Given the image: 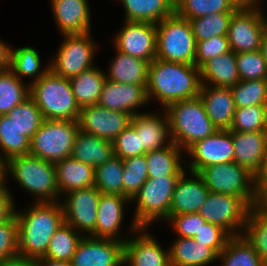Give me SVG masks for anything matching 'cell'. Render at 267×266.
Returning a JSON list of instances; mask_svg holds the SVG:
<instances>
[{"mask_svg":"<svg viewBox=\"0 0 267 266\" xmlns=\"http://www.w3.org/2000/svg\"><path fill=\"white\" fill-rule=\"evenodd\" d=\"M202 86L200 69L195 65L155 58L148 69L146 85L148 100L163 107L199 96Z\"/></svg>","mask_w":267,"mask_h":266,"instance_id":"cell-1","label":"cell"},{"mask_svg":"<svg viewBox=\"0 0 267 266\" xmlns=\"http://www.w3.org/2000/svg\"><path fill=\"white\" fill-rule=\"evenodd\" d=\"M23 211H15L18 220L19 256L38 259L45 255L50 239L64 224L61 202H34Z\"/></svg>","mask_w":267,"mask_h":266,"instance_id":"cell-2","label":"cell"},{"mask_svg":"<svg viewBox=\"0 0 267 266\" xmlns=\"http://www.w3.org/2000/svg\"><path fill=\"white\" fill-rule=\"evenodd\" d=\"M165 111L172 141L184 151L218 130L206 114L205 106L199 96L173 102L165 108Z\"/></svg>","mask_w":267,"mask_h":266,"instance_id":"cell-3","label":"cell"},{"mask_svg":"<svg viewBox=\"0 0 267 266\" xmlns=\"http://www.w3.org/2000/svg\"><path fill=\"white\" fill-rule=\"evenodd\" d=\"M26 192L36 196L34 202H59L56 165L32 155L15 156L7 161V176ZM60 199V200H59Z\"/></svg>","mask_w":267,"mask_h":266,"instance_id":"cell-4","label":"cell"},{"mask_svg":"<svg viewBox=\"0 0 267 266\" xmlns=\"http://www.w3.org/2000/svg\"><path fill=\"white\" fill-rule=\"evenodd\" d=\"M30 97L44 119L78 120L81 108L75 100L69 79L51 69L40 80L30 84Z\"/></svg>","mask_w":267,"mask_h":266,"instance_id":"cell-5","label":"cell"},{"mask_svg":"<svg viewBox=\"0 0 267 266\" xmlns=\"http://www.w3.org/2000/svg\"><path fill=\"white\" fill-rule=\"evenodd\" d=\"M179 178L180 176H165L147 179L130 200L131 203H136V209L129 233L138 227H150L157 220L168 221L173 192Z\"/></svg>","mask_w":267,"mask_h":266,"instance_id":"cell-6","label":"cell"},{"mask_svg":"<svg viewBox=\"0 0 267 266\" xmlns=\"http://www.w3.org/2000/svg\"><path fill=\"white\" fill-rule=\"evenodd\" d=\"M156 58L194 65L197 42L190 21L176 12L156 24Z\"/></svg>","mask_w":267,"mask_h":266,"instance_id":"cell-7","label":"cell"},{"mask_svg":"<svg viewBox=\"0 0 267 266\" xmlns=\"http://www.w3.org/2000/svg\"><path fill=\"white\" fill-rule=\"evenodd\" d=\"M78 120L44 119L30 141V155L56 164L72 155Z\"/></svg>","mask_w":267,"mask_h":266,"instance_id":"cell-8","label":"cell"},{"mask_svg":"<svg viewBox=\"0 0 267 266\" xmlns=\"http://www.w3.org/2000/svg\"><path fill=\"white\" fill-rule=\"evenodd\" d=\"M199 174L210 192L241 197L250 207L256 206L254 175L236 162L205 167Z\"/></svg>","mask_w":267,"mask_h":266,"instance_id":"cell-9","label":"cell"},{"mask_svg":"<svg viewBox=\"0 0 267 266\" xmlns=\"http://www.w3.org/2000/svg\"><path fill=\"white\" fill-rule=\"evenodd\" d=\"M56 56L53 57L50 69L57 75L71 79L82 71L93 67V60L97 44L91 38V33L62 35ZM95 43V44H94Z\"/></svg>","mask_w":267,"mask_h":266,"instance_id":"cell-10","label":"cell"},{"mask_svg":"<svg viewBox=\"0 0 267 266\" xmlns=\"http://www.w3.org/2000/svg\"><path fill=\"white\" fill-rule=\"evenodd\" d=\"M260 6H239L231 15L227 37L235 53L260 50L267 19Z\"/></svg>","mask_w":267,"mask_h":266,"instance_id":"cell-11","label":"cell"},{"mask_svg":"<svg viewBox=\"0 0 267 266\" xmlns=\"http://www.w3.org/2000/svg\"><path fill=\"white\" fill-rule=\"evenodd\" d=\"M250 206L234 195L210 192L198 214L226 230L231 236L243 235Z\"/></svg>","mask_w":267,"mask_h":266,"instance_id":"cell-12","label":"cell"},{"mask_svg":"<svg viewBox=\"0 0 267 266\" xmlns=\"http://www.w3.org/2000/svg\"><path fill=\"white\" fill-rule=\"evenodd\" d=\"M101 193L95 186L72 190L60 201L64 212V223L72 226L84 236L95 237L98 203ZM64 199V200H63ZM84 232V233H82Z\"/></svg>","mask_w":267,"mask_h":266,"instance_id":"cell-13","label":"cell"},{"mask_svg":"<svg viewBox=\"0 0 267 266\" xmlns=\"http://www.w3.org/2000/svg\"><path fill=\"white\" fill-rule=\"evenodd\" d=\"M186 152L191 161H185L184 166L196 173L215 164L234 162L232 131L217 130L211 136L195 142Z\"/></svg>","mask_w":267,"mask_h":266,"instance_id":"cell-14","label":"cell"},{"mask_svg":"<svg viewBox=\"0 0 267 266\" xmlns=\"http://www.w3.org/2000/svg\"><path fill=\"white\" fill-rule=\"evenodd\" d=\"M131 119V114L95 104L81 107L78 124L82 132L113 142L130 125Z\"/></svg>","mask_w":267,"mask_h":266,"instance_id":"cell-15","label":"cell"},{"mask_svg":"<svg viewBox=\"0 0 267 266\" xmlns=\"http://www.w3.org/2000/svg\"><path fill=\"white\" fill-rule=\"evenodd\" d=\"M72 266H124V241L83 236L71 260Z\"/></svg>","mask_w":267,"mask_h":266,"instance_id":"cell-16","label":"cell"},{"mask_svg":"<svg viewBox=\"0 0 267 266\" xmlns=\"http://www.w3.org/2000/svg\"><path fill=\"white\" fill-rule=\"evenodd\" d=\"M121 31L116 33V50L133 57L152 62L156 58L157 27L149 22L124 21Z\"/></svg>","mask_w":267,"mask_h":266,"instance_id":"cell-17","label":"cell"},{"mask_svg":"<svg viewBox=\"0 0 267 266\" xmlns=\"http://www.w3.org/2000/svg\"><path fill=\"white\" fill-rule=\"evenodd\" d=\"M147 228L138 227L136 237L124 242V266H171L169 249L164 250Z\"/></svg>","mask_w":267,"mask_h":266,"instance_id":"cell-18","label":"cell"},{"mask_svg":"<svg viewBox=\"0 0 267 266\" xmlns=\"http://www.w3.org/2000/svg\"><path fill=\"white\" fill-rule=\"evenodd\" d=\"M189 172L191 176L186 175L185 170L176 182L168 220L177 214L198 213L210 193L202 176L196 172Z\"/></svg>","mask_w":267,"mask_h":266,"instance_id":"cell-19","label":"cell"},{"mask_svg":"<svg viewBox=\"0 0 267 266\" xmlns=\"http://www.w3.org/2000/svg\"><path fill=\"white\" fill-rule=\"evenodd\" d=\"M148 103L146 85H129L106 79L97 104L134 116L139 113L137 109Z\"/></svg>","mask_w":267,"mask_h":266,"instance_id":"cell-20","label":"cell"},{"mask_svg":"<svg viewBox=\"0 0 267 266\" xmlns=\"http://www.w3.org/2000/svg\"><path fill=\"white\" fill-rule=\"evenodd\" d=\"M53 16L63 35L85 34L91 30L88 0H50Z\"/></svg>","mask_w":267,"mask_h":266,"instance_id":"cell-21","label":"cell"},{"mask_svg":"<svg viewBox=\"0 0 267 266\" xmlns=\"http://www.w3.org/2000/svg\"><path fill=\"white\" fill-rule=\"evenodd\" d=\"M163 112H139L132 116L130 124L140 136L142 149L146 153L173 144L168 116L165 110Z\"/></svg>","mask_w":267,"mask_h":266,"instance_id":"cell-22","label":"cell"},{"mask_svg":"<svg viewBox=\"0 0 267 266\" xmlns=\"http://www.w3.org/2000/svg\"><path fill=\"white\" fill-rule=\"evenodd\" d=\"M199 97L214 126L218 130H230L236 111L231 88L202 85Z\"/></svg>","mask_w":267,"mask_h":266,"instance_id":"cell-23","label":"cell"},{"mask_svg":"<svg viewBox=\"0 0 267 266\" xmlns=\"http://www.w3.org/2000/svg\"><path fill=\"white\" fill-rule=\"evenodd\" d=\"M130 199L126 196L101 194L98 203V213L95 225V237L126 241L128 238H120L121 225L124 218V205ZM124 239V240H123Z\"/></svg>","mask_w":267,"mask_h":266,"instance_id":"cell-24","label":"cell"},{"mask_svg":"<svg viewBox=\"0 0 267 266\" xmlns=\"http://www.w3.org/2000/svg\"><path fill=\"white\" fill-rule=\"evenodd\" d=\"M234 162L253 175L267 155V131L232 132Z\"/></svg>","mask_w":267,"mask_h":266,"instance_id":"cell-25","label":"cell"},{"mask_svg":"<svg viewBox=\"0 0 267 266\" xmlns=\"http://www.w3.org/2000/svg\"><path fill=\"white\" fill-rule=\"evenodd\" d=\"M57 187L61 195L94 186L95 168L72 157L65 158L56 164Z\"/></svg>","mask_w":267,"mask_h":266,"instance_id":"cell-26","label":"cell"},{"mask_svg":"<svg viewBox=\"0 0 267 266\" xmlns=\"http://www.w3.org/2000/svg\"><path fill=\"white\" fill-rule=\"evenodd\" d=\"M169 247L171 266H206L218 260L209 247L193 238L177 237Z\"/></svg>","mask_w":267,"mask_h":266,"instance_id":"cell-27","label":"cell"},{"mask_svg":"<svg viewBox=\"0 0 267 266\" xmlns=\"http://www.w3.org/2000/svg\"><path fill=\"white\" fill-rule=\"evenodd\" d=\"M116 51L106 79L129 85H147L150 62Z\"/></svg>","mask_w":267,"mask_h":266,"instance_id":"cell-28","label":"cell"},{"mask_svg":"<svg viewBox=\"0 0 267 266\" xmlns=\"http://www.w3.org/2000/svg\"><path fill=\"white\" fill-rule=\"evenodd\" d=\"M114 156L113 142L78 131L71 157L96 168Z\"/></svg>","mask_w":267,"mask_h":266,"instance_id":"cell-29","label":"cell"},{"mask_svg":"<svg viewBox=\"0 0 267 266\" xmlns=\"http://www.w3.org/2000/svg\"><path fill=\"white\" fill-rule=\"evenodd\" d=\"M202 85L231 87L240 81L236 53L232 50L212 58L200 68ZM211 83V84H210Z\"/></svg>","mask_w":267,"mask_h":266,"instance_id":"cell-30","label":"cell"},{"mask_svg":"<svg viewBox=\"0 0 267 266\" xmlns=\"http://www.w3.org/2000/svg\"><path fill=\"white\" fill-rule=\"evenodd\" d=\"M125 21L157 24L175 13L173 0H120Z\"/></svg>","mask_w":267,"mask_h":266,"instance_id":"cell-31","label":"cell"},{"mask_svg":"<svg viewBox=\"0 0 267 266\" xmlns=\"http://www.w3.org/2000/svg\"><path fill=\"white\" fill-rule=\"evenodd\" d=\"M182 151L173 143L164 148L147 152L145 158L148 164V178L181 176L186 168L183 166L185 160L181 157Z\"/></svg>","mask_w":267,"mask_h":266,"instance_id":"cell-32","label":"cell"},{"mask_svg":"<svg viewBox=\"0 0 267 266\" xmlns=\"http://www.w3.org/2000/svg\"><path fill=\"white\" fill-rule=\"evenodd\" d=\"M73 95L81 107L98 103L103 86L106 82V72L93 66L69 79Z\"/></svg>","mask_w":267,"mask_h":266,"instance_id":"cell-33","label":"cell"},{"mask_svg":"<svg viewBox=\"0 0 267 266\" xmlns=\"http://www.w3.org/2000/svg\"><path fill=\"white\" fill-rule=\"evenodd\" d=\"M41 59L35 47L11 48L10 70L22 80V77H33L30 83L41 79L49 70L50 64L41 69Z\"/></svg>","mask_w":267,"mask_h":266,"instance_id":"cell-34","label":"cell"},{"mask_svg":"<svg viewBox=\"0 0 267 266\" xmlns=\"http://www.w3.org/2000/svg\"><path fill=\"white\" fill-rule=\"evenodd\" d=\"M243 236L267 266V209L253 206L247 216Z\"/></svg>","mask_w":267,"mask_h":266,"instance_id":"cell-35","label":"cell"},{"mask_svg":"<svg viewBox=\"0 0 267 266\" xmlns=\"http://www.w3.org/2000/svg\"><path fill=\"white\" fill-rule=\"evenodd\" d=\"M221 266H266L243 235L232 236L218 255Z\"/></svg>","mask_w":267,"mask_h":266,"instance_id":"cell-36","label":"cell"},{"mask_svg":"<svg viewBox=\"0 0 267 266\" xmlns=\"http://www.w3.org/2000/svg\"><path fill=\"white\" fill-rule=\"evenodd\" d=\"M30 96V85L19 79L10 69L0 71V115L8 114Z\"/></svg>","mask_w":267,"mask_h":266,"instance_id":"cell-37","label":"cell"},{"mask_svg":"<svg viewBox=\"0 0 267 266\" xmlns=\"http://www.w3.org/2000/svg\"><path fill=\"white\" fill-rule=\"evenodd\" d=\"M83 235L72 226L64 223L50 239L48 249L43 256L52 260L71 262L78 242Z\"/></svg>","mask_w":267,"mask_h":266,"instance_id":"cell-38","label":"cell"},{"mask_svg":"<svg viewBox=\"0 0 267 266\" xmlns=\"http://www.w3.org/2000/svg\"><path fill=\"white\" fill-rule=\"evenodd\" d=\"M6 115L13 122L20 135H25L30 140L44 121L41 110L30 96Z\"/></svg>","mask_w":267,"mask_h":266,"instance_id":"cell-39","label":"cell"},{"mask_svg":"<svg viewBox=\"0 0 267 266\" xmlns=\"http://www.w3.org/2000/svg\"><path fill=\"white\" fill-rule=\"evenodd\" d=\"M30 139L20 135L7 115H0V153L8 161L15 156L30 154Z\"/></svg>","mask_w":267,"mask_h":266,"instance_id":"cell-40","label":"cell"},{"mask_svg":"<svg viewBox=\"0 0 267 266\" xmlns=\"http://www.w3.org/2000/svg\"><path fill=\"white\" fill-rule=\"evenodd\" d=\"M238 7L234 0H180L175 5V12L191 20L214 13L234 12Z\"/></svg>","mask_w":267,"mask_h":266,"instance_id":"cell-41","label":"cell"},{"mask_svg":"<svg viewBox=\"0 0 267 266\" xmlns=\"http://www.w3.org/2000/svg\"><path fill=\"white\" fill-rule=\"evenodd\" d=\"M94 186L101 194L123 196V160L114 155L96 167Z\"/></svg>","mask_w":267,"mask_h":266,"instance_id":"cell-42","label":"cell"},{"mask_svg":"<svg viewBox=\"0 0 267 266\" xmlns=\"http://www.w3.org/2000/svg\"><path fill=\"white\" fill-rule=\"evenodd\" d=\"M230 88L236 108L267 105V80H240Z\"/></svg>","mask_w":267,"mask_h":266,"instance_id":"cell-43","label":"cell"},{"mask_svg":"<svg viewBox=\"0 0 267 266\" xmlns=\"http://www.w3.org/2000/svg\"><path fill=\"white\" fill-rule=\"evenodd\" d=\"M233 12L214 13L189 20L196 42L227 35Z\"/></svg>","mask_w":267,"mask_h":266,"instance_id":"cell-44","label":"cell"},{"mask_svg":"<svg viewBox=\"0 0 267 266\" xmlns=\"http://www.w3.org/2000/svg\"><path fill=\"white\" fill-rule=\"evenodd\" d=\"M230 131H267V105L236 108Z\"/></svg>","mask_w":267,"mask_h":266,"instance_id":"cell-45","label":"cell"},{"mask_svg":"<svg viewBox=\"0 0 267 266\" xmlns=\"http://www.w3.org/2000/svg\"><path fill=\"white\" fill-rule=\"evenodd\" d=\"M148 179V164L145 154L123 159V196L130 200Z\"/></svg>","mask_w":267,"mask_h":266,"instance_id":"cell-46","label":"cell"},{"mask_svg":"<svg viewBox=\"0 0 267 266\" xmlns=\"http://www.w3.org/2000/svg\"><path fill=\"white\" fill-rule=\"evenodd\" d=\"M236 63L240 80H267V61L260 50L236 53Z\"/></svg>","mask_w":267,"mask_h":266,"instance_id":"cell-47","label":"cell"},{"mask_svg":"<svg viewBox=\"0 0 267 266\" xmlns=\"http://www.w3.org/2000/svg\"><path fill=\"white\" fill-rule=\"evenodd\" d=\"M114 155L123 159L146 154L142 149L140 136L130 124L113 141Z\"/></svg>","mask_w":267,"mask_h":266,"instance_id":"cell-48","label":"cell"},{"mask_svg":"<svg viewBox=\"0 0 267 266\" xmlns=\"http://www.w3.org/2000/svg\"><path fill=\"white\" fill-rule=\"evenodd\" d=\"M231 51L227 35L215 36L208 40L198 41L194 65L201 68L212 58Z\"/></svg>","mask_w":267,"mask_h":266,"instance_id":"cell-49","label":"cell"},{"mask_svg":"<svg viewBox=\"0 0 267 266\" xmlns=\"http://www.w3.org/2000/svg\"><path fill=\"white\" fill-rule=\"evenodd\" d=\"M231 237L232 236L222 227L211 222H205L201 223V228L193 239L211 248L219 255L224 250Z\"/></svg>","mask_w":267,"mask_h":266,"instance_id":"cell-50","label":"cell"},{"mask_svg":"<svg viewBox=\"0 0 267 266\" xmlns=\"http://www.w3.org/2000/svg\"><path fill=\"white\" fill-rule=\"evenodd\" d=\"M18 235V220L15 216L0 223V261L19 255Z\"/></svg>","mask_w":267,"mask_h":266,"instance_id":"cell-51","label":"cell"},{"mask_svg":"<svg viewBox=\"0 0 267 266\" xmlns=\"http://www.w3.org/2000/svg\"><path fill=\"white\" fill-rule=\"evenodd\" d=\"M167 222L171 224L177 237L194 238L201 228V223L206 221L198 213H192L174 215Z\"/></svg>","mask_w":267,"mask_h":266,"instance_id":"cell-52","label":"cell"},{"mask_svg":"<svg viewBox=\"0 0 267 266\" xmlns=\"http://www.w3.org/2000/svg\"><path fill=\"white\" fill-rule=\"evenodd\" d=\"M254 189L257 196V206L267 209V155L254 174Z\"/></svg>","mask_w":267,"mask_h":266,"instance_id":"cell-53","label":"cell"},{"mask_svg":"<svg viewBox=\"0 0 267 266\" xmlns=\"http://www.w3.org/2000/svg\"><path fill=\"white\" fill-rule=\"evenodd\" d=\"M15 202L7 185L0 189V223L15 216Z\"/></svg>","mask_w":267,"mask_h":266,"instance_id":"cell-54","label":"cell"},{"mask_svg":"<svg viewBox=\"0 0 267 266\" xmlns=\"http://www.w3.org/2000/svg\"><path fill=\"white\" fill-rule=\"evenodd\" d=\"M11 48L0 39V71L10 69Z\"/></svg>","mask_w":267,"mask_h":266,"instance_id":"cell-55","label":"cell"},{"mask_svg":"<svg viewBox=\"0 0 267 266\" xmlns=\"http://www.w3.org/2000/svg\"><path fill=\"white\" fill-rule=\"evenodd\" d=\"M0 266H36L35 260L23 256H16L0 261Z\"/></svg>","mask_w":267,"mask_h":266,"instance_id":"cell-56","label":"cell"},{"mask_svg":"<svg viewBox=\"0 0 267 266\" xmlns=\"http://www.w3.org/2000/svg\"><path fill=\"white\" fill-rule=\"evenodd\" d=\"M35 265L36 266H72L71 262L57 261V260H52V259L44 258V257L35 259Z\"/></svg>","mask_w":267,"mask_h":266,"instance_id":"cell-57","label":"cell"},{"mask_svg":"<svg viewBox=\"0 0 267 266\" xmlns=\"http://www.w3.org/2000/svg\"><path fill=\"white\" fill-rule=\"evenodd\" d=\"M7 177V161L0 154V189L6 186Z\"/></svg>","mask_w":267,"mask_h":266,"instance_id":"cell-58","label":"cell"},{"mask_svg":"<svg viewBox=\"0 0 267 266\" xmlns=\"http://www.w3.org/2000/svg\"><path fill=\"white\" fill-rule=\"evenodd\" d=\"M260 51L262 52L263 57L267 61V27L265 28L262 34Z\"/></svg>","mask_w":267,"mask_h":266,"instance_id":"cell-59","label":"cell"},{"mask_svg":"<svg viewBox=\"0 0 267 266\" xmlns=\"http://www.w3.org/2000/svg\"><path fill=\"white\" fill-rule=\"evenodd\" d=\"M238 6H260L262 0H234Z\"/></svg>","mask_w":267,"mask_h":266,"instance_id":"cell-60","label":"cell"},{"mask_svg":"<svg viewBox=\"0 0 267 266\" xmlns=\"http://www.w3.org/2000/svg\"><path fill=\"white\" fill-rule=\"evenodd\" d=\"M174 4L176 5L180 0H173Z\"/></svg>","mask_w":267,"mask_h":266,"instance_id":"cell-61","label":"cell"}]
</instances>
